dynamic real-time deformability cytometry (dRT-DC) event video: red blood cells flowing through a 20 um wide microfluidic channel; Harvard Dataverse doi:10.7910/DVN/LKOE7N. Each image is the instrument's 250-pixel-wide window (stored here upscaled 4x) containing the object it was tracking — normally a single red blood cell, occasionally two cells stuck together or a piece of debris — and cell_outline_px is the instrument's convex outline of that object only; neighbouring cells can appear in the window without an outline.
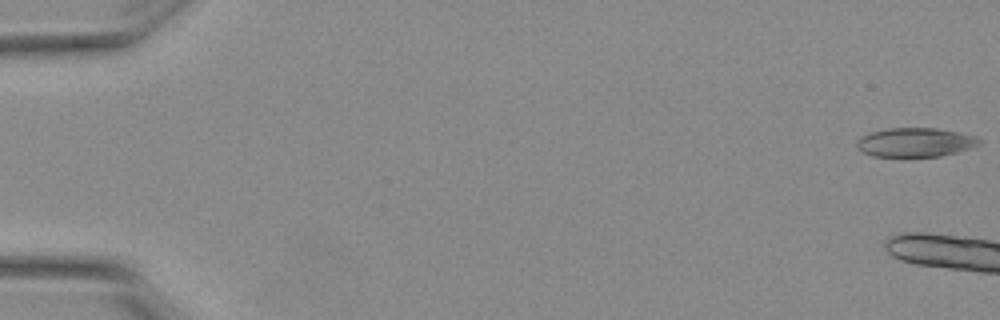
{"species": "Egyptian fruit bat (a non-hibernating species)", "species_latin": "Rousettus aegyptiacus", "temperature_condition": "warm", "stored_images_in_passage": 4, "camera_frame_rate_fps": 3000, "um_per_image_px": 0.085, "animal": {"sex": "female"}, "frame": {"image": 1, "passage_image": 1, "time_ms": 0.0, "image_size_px": [1000, 320], "cell_outline_px": [[980, 144], [956, 152], [940, 156], [872, 156], [864, 152], [856, 144], [856, 140], [860, 136], [872, 132], [888, 128], [936, 128], [976, 136], [980, 140]], "centroid_in_image_um": [77.77, 12.09], "position_along_channel_um": 7.2, "area_um2": 20.4}}